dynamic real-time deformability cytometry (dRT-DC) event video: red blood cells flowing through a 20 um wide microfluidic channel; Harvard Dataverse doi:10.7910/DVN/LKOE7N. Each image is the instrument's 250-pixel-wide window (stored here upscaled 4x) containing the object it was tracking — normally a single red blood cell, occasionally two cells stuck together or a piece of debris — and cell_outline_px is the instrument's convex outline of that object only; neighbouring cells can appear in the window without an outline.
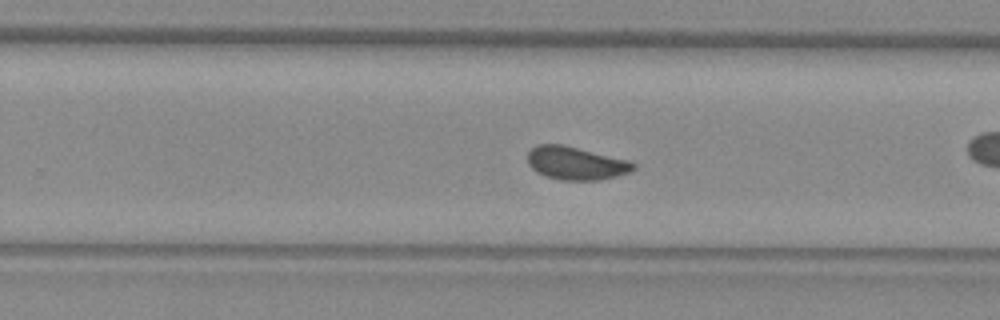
{"species": "common noctule bat (a hibernating species)", "species_latin": "Nyctalus noctula", "temperature_condition": "warm", "stored_images_in_passage": 36, "camera_frame_rate_fps": 3000, "um_per_image_px": 0.085, "animal": {"sex": "female", "body_mass_g": 29.2, "forearm_length_mm": 56.3}, "frame": {"image": 1, "passage_image": 16, "time_ms": 5.0, "image_size_px": [1000, 320], "cell_outline_px": [[636, 168], [628, 172], [616, 176], [600, 180], [560, 180], [544, 176], [536, 172], [528, 164], [528, 152], [536, 144], [560, 144], [628, 160], [636, 164]], "centroid_in_image_um": [48.92, 13.88], "position_along_channel_um": 280.9, "area_um2": 20.29}}